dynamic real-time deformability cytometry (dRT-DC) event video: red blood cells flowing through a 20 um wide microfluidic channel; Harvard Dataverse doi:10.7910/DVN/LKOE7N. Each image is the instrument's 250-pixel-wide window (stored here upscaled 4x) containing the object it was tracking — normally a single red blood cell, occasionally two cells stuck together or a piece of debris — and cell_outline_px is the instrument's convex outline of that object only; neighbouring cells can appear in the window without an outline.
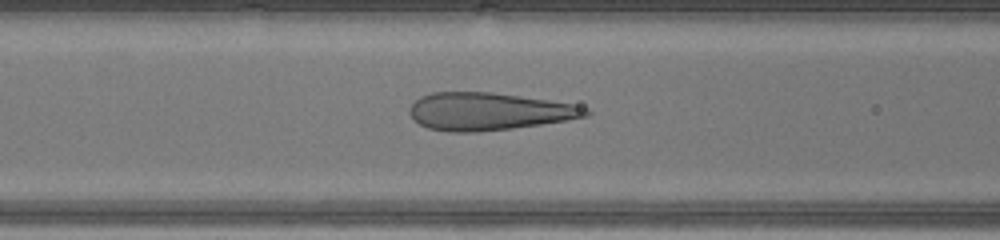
{"species": "human", "species_latin": "Homo sapiens", "temperature_condition": "warm", "stored_images_in_passage": 29, "camera_frame_rate_fps": 3000, "um_per_image_px": 0.085, "donor": {"sex": "male"}, "frame": {"image": 1, "passage_image": 10, "time_ms": 3.0, "image_size_px": [1000, 240], "cell_outline_px": [[592, 112], [588, 116], [540, 124], [512, 128], [476, 132], [448, 132], [428, 128], [420, 124], [408, 112], [408, 108], [420, 96], [432, 92], [492, 92], [548, 100], [572, 104], [588, 108]], "centroid_in_image_um": [41.51, 9.47], "position_along_channel_um": 125.1, "area_um2": 38.38}}
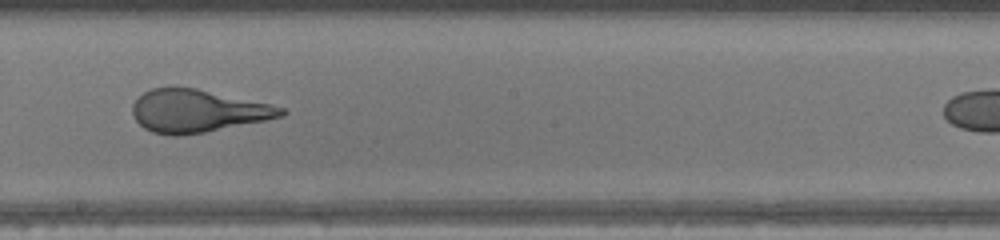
{"frame": {"image": 2, "passage_image": 17, "time_ms": 5.333, "image_size_px": [1000, 240], "cell_outline_px": [[288, 112], [284, 116], [204, 132], [180, 136], [172, 136], [152, 132], [144, 128], [136, 120], [132, 112], [132, 104], [144, 92], [152, 88], [168, 84], [196, 88], [272, 104], [284, 108]], "centroid_in_image_um": [16.76, 9.4], "position_along_channel_um": 231.4, "area_um2": 37.34}}
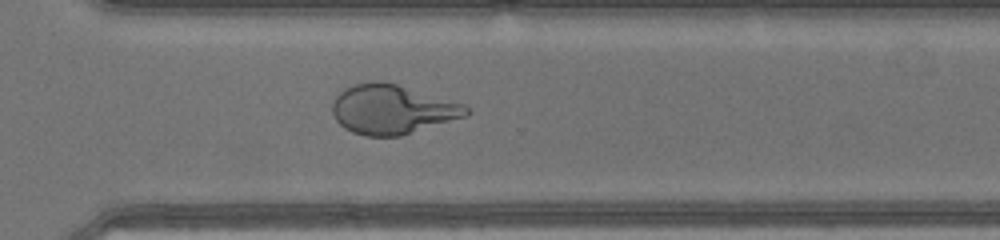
{"frame": {"image": 3, "passage_image": 24, "time_ms": 7.667, "image_size_px": [1000, 240], "cell_outline_px": [[472, 112], [464, 116], [400, 136], [364, 136], [352, 132], [344, 128], [336, 120], [332, 112], [332, 100], [344, 88], [356, 84], [372, 80], [380, 80], [396, 84], [464, 104]], "centroid_in_image_um": [33.28, 9.29], "position_along_channel_um": 337.3, "area_um2": 38.26}}